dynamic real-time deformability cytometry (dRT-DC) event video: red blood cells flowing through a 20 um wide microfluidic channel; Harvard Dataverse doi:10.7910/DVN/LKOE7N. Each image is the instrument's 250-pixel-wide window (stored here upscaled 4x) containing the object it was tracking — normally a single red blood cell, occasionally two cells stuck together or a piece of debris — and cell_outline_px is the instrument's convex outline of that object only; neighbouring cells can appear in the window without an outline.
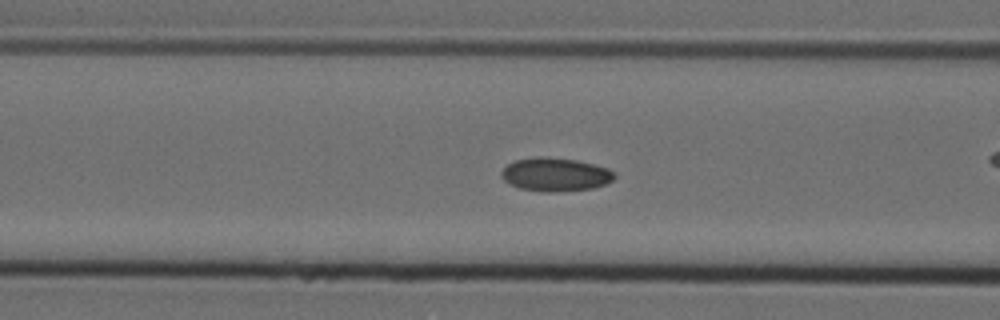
{"species": "Egyptian fruit bat (a non-hibernating species)", "species_latin": "Rousettus aegyptiacus", "temperature_condition": "cold", "stored_images_in_passage": 39, "camera_frame_rate_fps": 3000, "um_per_image_px": 0.085, "animal": {"sex": "female"}, "frame": {"image": 1, "passage_image": 6, "time_ms": 1.667, "image_size_px": [1000, 320], "cell_outline_px": [[616, 176], [612, 180], [604, 184], [592, 188], [552, 192], [544, 192], [520, 188], [504, 180], [500, 176], [500, 172], [508, 164], [516, 160], [540, 156], [576, 160], [608, 168], [616, 172]], "centroid_in_image_um": [47.21, 14.83], "position_along_channel_um": 119.4, "area_um2": 21.85}}
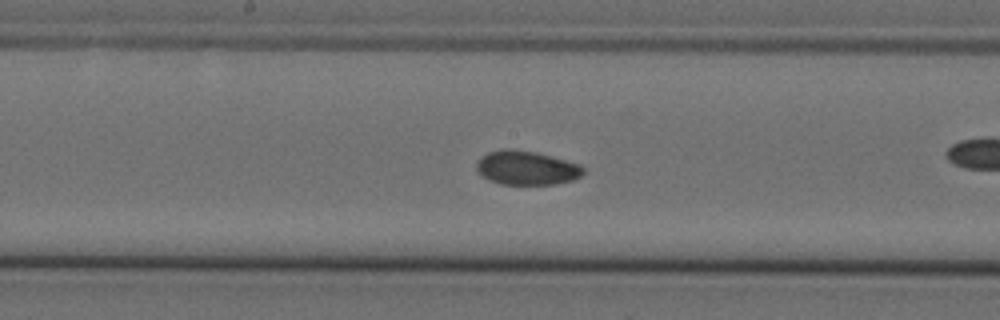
{"frame": {"image": 2, "passage_image": 13, "time_ms": 4.0, "image_size_px": [1000, 320], "cell_outline_px": [[584, 172], [580, 176], [572, 180], [556, 184], [500, 184], [476, 172], [476, 164], [480, 156], [488, 152], [500, 148], [512, 148], [536, 152], [580, 164], [584, 168]], "centroid_in_image_um": [44.73, 14.25], "position_along_channel_um": 203.5, "area_um2": 21.27}}
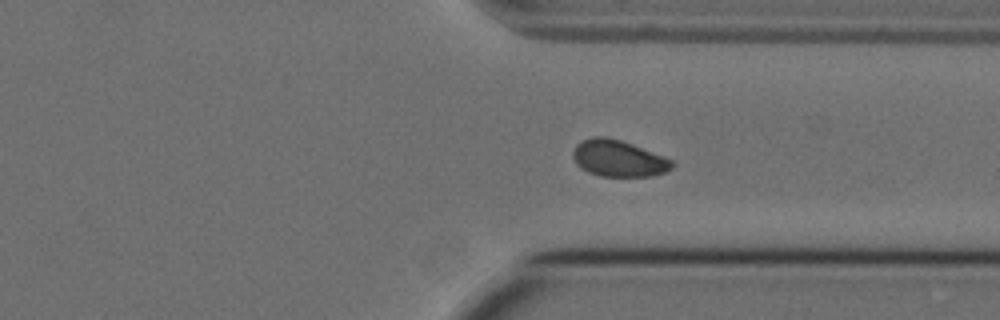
{"frame": {"image": 3, "passage_image": 26, "time_ms": 8.333, "image_size_px": [1000, 320], "cell_outline_px": [[676, 164], [672, 168], [664, 172], [652, 176], [600, 176], [588, 172], [580, 168], [576, 164], [572, 156], [572, 152], [576, 144], [592, 136], [604, 136], [620, 140], [632, 144], [672, 160]], "centroid_in_image_um": [52.54, 13.47], "position_along_channel_um": 358.9, "area_um2": 21.04}, "authors_computed_cell_mechanics": {"area_um2": 21.2704, "velocity_mm_per_s": 3.5913, "shape_relaxation_time_tau1_ms": 8.1415, "shape_relaxation_time_tau2_ms": 3.038, "deformation_change_tau1": 0.1175, "deformation_change_tau2": 0.0411}}